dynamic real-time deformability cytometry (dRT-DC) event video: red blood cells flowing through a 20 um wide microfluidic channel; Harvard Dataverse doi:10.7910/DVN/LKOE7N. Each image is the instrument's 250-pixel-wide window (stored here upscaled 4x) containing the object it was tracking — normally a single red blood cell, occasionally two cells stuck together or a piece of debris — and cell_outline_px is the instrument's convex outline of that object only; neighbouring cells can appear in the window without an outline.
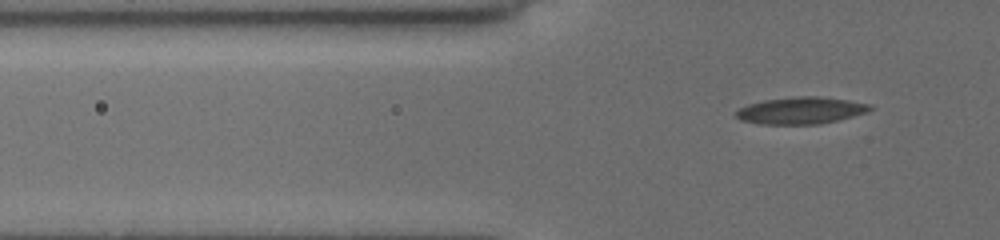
{"species": "common noctule bat (a hibernating species)", "species_latin": "Nyctalus noctula", "temperature_condition": "cold", "stored_images_in_passage": 36, "camera_frame_rate_fps": 3000, "um_per_image_px": 0.085, "animal": {"sex": "female", "body_mass_g": 19.5, "forearm_length_mm": 54.1}, "frame": {"image": 1, "passage_image": 4, "time_ms": 1.0, "image_size_px": [1000, 240], "cell_outline_px": [[872, 108], [864, 112], [836, 120], [820, 124], [760, 124], [740, 120], [732, 112], [748, 104], [764, 100], [796, 96], [820, 96], [872, 104]], "centroid_in_image_um": [68.0, 9.39], "position_along_channel_um": 57.8, "area_um2": 20.87}}
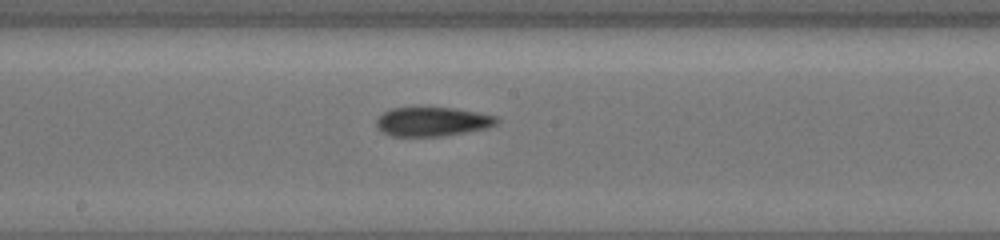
{"frame": {"image": 2, "passage_image": 17, "time_ms": 5.333, "image_size_px": [1000, 240], "cell_outline_px": [[500, 120], [496, 124], [484, 128], [444, 136], [392, 136], [384, 132], [376, 124], [376, 120], [384, 112], [392, 108], [456, 108], [496, 116]], "centroid_in_image_um": [36.76, 10.34], "position_along_channel_um": 211.4, "area_um2": 20.06}}
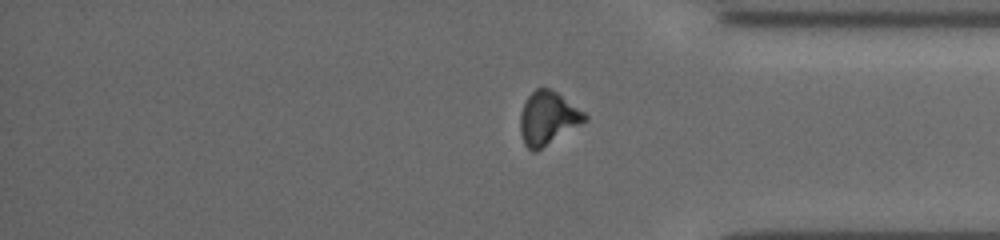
{"frame": {"image": 3, "passage_image": 31, "time_ms": 10.0, "image_size_px": [1000, 240], "cell_outline_px": [[588, 120], [536, 152], [532, 152], [524, 144], [520, 132], [520, 116], [524, 104], [528, 96], [536, 88], [548, 88], [556, 92], [584, 112], [588, 116]], "centroid_in_image_um": [46.56, 10.07], "position_along_channel_um": 388.6, "area_um2": 19.88}}